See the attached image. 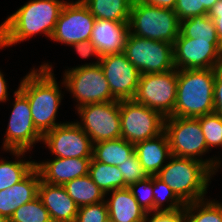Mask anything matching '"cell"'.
I'll return each instance as SVG.
<instances>
[{
	"label": "cell",
	"instance_id": "obj_1",
	"mask_svg": "<svg viewBox=\"0 0 222 222\" xmlns=\"http://www.w3.org/2000/svg\"><path fill=\"white\" fill-rule=\"evenodd\" d=\"M63 0H30L0 25V48H6L43 33L51 39Z\"/></svg>",
	"mask_w": 222,
	"mask_h": 222
},
{
	"label": "cell",
	"instance_id": "obj_2",
	"mask_svg": "<svg viewBox=\"0 0 222 222\" xmlns=\"http://www.w3.org/2000/svg\"><path fill=\"white\" fill-rule=\"evenodd\" d=\"M33 69L20 82L19 89L27 96L34 126L44 135L56 126L64 124L55 122L63 95L51 65L45 63L39 70Z\"/></svg>",
	"mask_w": 222,
	"mask_h": 222
},
{
	"label": "cell",
	"instance_id": "obj_3",
	"mask_svg": "<svg viewBox=\"0 0 222 222\" xmlns=\"http://www.w3.org/2000/svg\"><path fill=\"white\" fill-rule=\"evenodd\" d=\"M216 68L178 70L177 95L170 116L197 118L214 112Z\"/></svg>",
	"mask_w": 222,
	"mask_h": 222
},
{
	"label": "cell",
	"instance_id": "obj_4",
	"mask_svg": "<svg viewBox=\"0 0 222 222\" xmlns=\"http://www.w3.org/2000/svg\"><path fill=\"white\" fill-rule=\"evenodd\" d=\"M169 160L155 176L166 183L185 204L204 200L212 178L210 168L193 158L172 155Z\"/></svg>",
	"mask_w": 222,
	"mask_h": 222
},
{
	"label": "cell",
	"instance_id": "obj_5",
	"mask_svg": "<svg viewBox=\"0 0 222 222\" xmlns=\"http://www.w3.org/2000/svg\"><path fill=\"white\" fill-rule=\"evenodd\" d=\"M130 34L173 44L180 33L174 9L151 6L133 0L129 17Z\"/></svg>",
	"mask_w": 222,
	"mask_h": 222
},
{
	"label": "cell",
	"instance_id": "obj_6",
	"mask_svg": "<svg viewBox=\"0 0 222 222\" xmlns=\"http://www.w3.org/2000/svg\"><path fill=\"white\" fill-rule=\"evenodd\" d=\"M164 132L167 134L173 156L200 160L210 168L212 175H215V172L218 171L217 168L222 166V161H219V159L214 158L213 160L212 157L203 160L200 157L207 153L209 149L197 118L165 117Z\"/></svg>",
	"mask_w": 222,
	"mask_h": 222
},
{
	"label": "cell",
	"instance_id": "obj_7",
	"mask_svg": "<svg viewBox=\"0 0 222 222\" xmlns=\"http://www.w3.org/2000/svg\"><path fill=\"white\" fill-rule=\"evenodd\" d=\"M99 60L95 63L77 66L66 70L62 84L73 94L78 103L76 108L90 104L117 100L109 88L108 81L103 74Z\"/></svg>",
	"mask_w": 222,
	"mask_h": 222
},
{
	"label": "cell",
	"instance_id": "obj_8",
	"mask_svg": "<svg viewBox=\"0 0 222 222\" xmlns=\"http://www.w3.org/2000/svg\"><path fill=\"white\" fill-rule=\"evenodd\" d=\"M14 107L3 141L5 151L20 158L30 151L35 143L41 142L43 135L34 126L32 112L27 96L18 88L14 92Z\"/></svg>",
	"mask_w": 222,
	"mask_h": 222
},
{
	"label": "cell",
	"instance_id": "obj_9",
	"mask_svg": "<svg viewBox=\"0 0 222 222\" xmlns=\"http://www.w3.org/2000/svg\"><path fill=\"white\" fill-rule=\"evenodd\" d=\"M121 138L136 144L164 132L165 117L134 99L120 100Z\"/></svg>",
	"mask_w": 222,
	"mask_h": 222
},
{
	"label": "cell",
	"instance_id": "obj_10",
	"mask_svg": "<svg viewBox=\"0 0 222 222\" xmlns=\"http://www.w3.org/2000/svg\"><path fill=\"white\" fill-rule=\"evenodd\" d=\"M141 74L163 73L174 67L173 44L129 34L123 52Z\"/></svg>",
	"mask_w": 222,
	"mask_h": 222
},
{
	"label": "cell",
	"instance_id": "obj_11",
	"mask_svg": "<svg viewBox=\"0 0 222 222\" xmlns=\"http://www.w3.org/2000/svg\"><path fill=\"white\" fill-rule=\"evenodd\" d=\"M177 81L176 68L163 73L141 74L134 100L168 117L174 111Z\"/></svg>",
	"mask_w": 222,
	"mask_h": 222
},
{
	"label": "cell",
	"instance_id": "obj_12",
	"mask_svg": "<svg viewBox=\"0 0 222 222\" xmlns=\"http://www.w3.org/2000/svg\"><path fill=\"white\" fill-rule=\"evenodd\" d=\"M81 122H76L92 144L121 138L120 101L90 103L76 108Z\"/></svg>",
	"mask_w": 222,
	"mask_h": 222
},
{
	"label": "cell",
	"instance_id": "obj_13",
	"mask_svg": "<svg viewBox=\"0 0 222 222\" xmlns=\"http://www.w3.org/2000/svg\"><path fill=\"white\" fill-rule=\"evenodd\" d=\"M173 61L177 70L212 69L222 66L219 40H197L181 33L173 43Z\"/></svg>",
	"mask_w": 222,
	"mask_h": 222
},
{
	"label": "cell",
	"instance_id": "obj_14",
	"mask_svg": "<svg viewBox=\"0 0 222 222\" xmlns=\"http://www.w3.org/2000/svg\"><path fill=\"white\" fill-rule=\"evenodd\" d=\"M95 19L81 0L66 2L58 17L51 40L70 46L90 40Z\"/></svg>",
	"mask_w": 222,
	"mask_h": 222
},
{
	"label": "cell",
	"instance_id": "obj_15",
	"mask_svg": "<svg viewBox=\"0 0 222 222\" xmlns=\"http://www.w3.org/2000/svg\"><path fill=\"white\" fill-rule=\"evenodd\" d=\"M43 143L58 158H92L90 137L76 122L56 126L43 135Z\"/></svg>",
	"mask_w": 222,
	"mask_h": 222
},
{
	"label": "cell",
	"instance_id": "obj_16",
	"mask_svg": "<svg viewBox=\"0 0 222 222\" xmlns=\"http://www.w3.org/2000/svg\"><path fill=\"white\" fill-rule=\"evenodd\" d=\"M99 64L106 77L111 94L117 100L134 99L141 73L124 53L100 57Z\"/></svg>",
	"mask_w": 222,
	"mask_h": 222
},
{
	"label": "cell",
	"instance_id": "obj_17",
	"mask_svg": "<svg viewBox=\"0 0 222 222\" xmlns=\"http://www.w3.org/2000/svg\"><path fill=\"white\" fill-rule=\"evenodd\" d=\"M129 34V22L95 19L90 41L103 57L123 53Z\"/></svg>",
	"mask_w": 222,
	"mask_h": 222
},
{
	"label": "cell",
	"instance_id": "obj_18",
	"mask_svg": "<svg viewBox=\"0 0 222 222\" xmlns=\"http://www.w3.org/2000/svg\"><path fill=\"white\" fill-rule=\"evenodd\" d=\"M46 162H35L43 182L64 185L79 177L88 175L89 164L92 158H58Z\"/></svg>",
	"mask_w": 222,
	"mask_h": 222
},
{
	"label": "cell",
	"instance_id": "obj_19",
	"mask_svg": "<svg viewBox=\"0 0 222 222\" xmlns=\"http://www.w3.org/2000/svg\"><path fill=\"white\" fill-rule=\"evenodd\" d=\"M38 196L49 211L52 222H75L78 206L63 185L49 184L41 180Z\"/></svg>",
	"mask_w": 222,
	"mask_h": 222
},
{
	"label": "cell",
	"instance_id": "obj_20",
	"mask_svg": "<svg viewBox=\"0 0 222 222\" xmlns=\"http://www.w3.org/2000/svg\"><path fill=\"white\" fill-rule=\"evenodd\" d=\"M40 174L34 168L22 181L12 187L0 191V214L8 219L21 205L32 201L38 196Z\"/></svg>",
	"mask_w": 222,
	"mask_h": 222
},
{
	"label": "cell",
	"instance_id": "obj_21",
	"mask_svg": "<svg viewBox=\"0 0 222 222\" xmlns=\"http://www.w3.org/2000/svg\"><path fill=\"white\" fill-rule=\"evenodd\" d=\"M135 152L149 176H155L166 165V159L172 156L165 132L155 138L136 143Z\"/></svg>",
	"mask_w": 222,
	"mask_h": 222
},
{
	"label": "cell",
	"instance_id": "obj_22",
	"mask_svg": "<svg viewBox=\"0 0 222 222\" xmlns=\"http://www.w3.org/2000/svg\"><path fill=\"white\" fill-rule=\"evenodd\" d=\"M109 193L111 197L105 200V202L107 204L108 216L115 222L144 221L147 212L138 204L128 187L116 189Z\"/></svg>",
	"mask_w": 222,
	"mask_h": 222
},
{
	"label": "cell",
	"instance_id": "obj_23",
	"mask_svg": "<svg viewBox=\"0 0 222 222\" xmlns=\"http://www.w3.org/2000/svg\"><path fill=\"white\" fill-rule=\"evenodd\" d=\"M134 152V144L118 138L93 144L92 157L98 162L119 166L127 161Z\"/></svg>",
	"mask_w": 222,
	"mask_h": 222
},
{
	"label": "cell",
	"instance_id": "obj_24",
	"mask_svg": "<svg viewBox=\"0 0 222 222\" xmlns=\"http://www.w3.org/2000/svg\"><path fill=\"white\" fill-rule=\"evenodd\" d=\"M96 19L129 22L133 0H81Z\"/></svg>",
	"mask_w": 222,
	"mask_h": 222
},
{
	"label": "cell",
	"instance_id": "obj_25",
	"mask_svg": "<svg viewBox=\"0 0 222 222\" xmlns=\"http://www.w3.org/2000/svg\"><path fill=\"white\" fill-rule=\"evenodd\" d=\"M63 186L78 207L105 201L106 195L89 175L75 178Z\"/></svg>",
	"mask_w": 222,
	"mask_h": 222
},
{
	"label": "cell",
	"instance_id": "obj_26",
	"mask_svg": "<svg viewBox=\"0 0 222 222\" xmlns=\"http://www.w3.org/2000/svg\"><path fill=\"white\" fill-rule=\"evenodd\" d=\"M88 175L105 195L124 188V178L118 166L98 162L93 157L89 164Z\"/></svg>",
	"mask_w": 222,
	"mask_h": 222
},
{
	"label": "cell",
	"instance_id": "obj_27",
	"mask_svg": "<svg viewBox=\"0 0 222 222\" xmlns=\"http://www.w3.org/2000/svg\"><path fill=\"white\" fill-rule=\"evenodd\" d=\"M180 33L197 40H219L214 20L208 15H197L180 21Z\"/></svg>",
	"mask_w": 222,
	"mask_h": 222
},
{
	"label": "cell",
	"instance_id": "obj_28",
	"mask_svg": "<svg viewBox=\"0 0 222 222\" xmlns=\"http://www.w3.org/2000/svg\"><path fill=\"white\" fill-rule=\"evenodd\" d=\"M184 209L186 222H222V203L215 200L187 203Z\"/></svg>",
	"mask_w": 222,
	"mask_h": 222
},
{
	"label": "cell",
	"instance_id": "obj_29",
	"mask_svg": "<svg viewBox=\"0 0 222 222\" xmlns=\"http://www.w3.org/2000/svg\"><path fill=\"white\" fill-rule=\"evenodd\" d=\"M35 168V161L0 160V191L22 181Z\"/></svg>",
	"mask_w": 222,
	"mask_h": 222
},
{
	"label": "cell",
	"instance_id": "obj_30",
	"mask_svg": "<svg viewBox=\"0 0 222 222\" xmlns=\"http://www.w3.org/2000/svg\"><path fill=\"white\" fill-rule=\"evenodd\" d=\"M9 222H52L39 196L16 209Z\"/></svg>",
	"mask_w": 222,
	"mask_h": 222
},
{
	"label": "cell",
	"instance_id": "obj_31",
	"mask_svg": "<svg viewBox=\"0 0 222 222\" xmlns=\"http://www.w3.org/2000/svg\"><path fill=\"white\" fill-rule=\"evenodd\" d=\"M153 194H154V212L155 211H175L185 207V203L169 188L166 183L156 176H152ZM169 204L162 208L164 202Z\"/></svg>",
	"mask_w": 222,
	"mask_h": 222
},
{
	"label": "cell",
	"instance_id": "obj_32",
	"mask_svg": "<svg viewBox=\"0 0 222 222\" xmlns=\"http://www.w3.org/2000/svg\"><path fill=\"white\" fill-rule=\"evenodd\" d=\"M205 137L207 148L222 145V117L216 113L197 117Z\"/></svg>",
	"mask_w": 222,
	"mask_h": 222
},
{
	"label": "cell",
	"instance_id": "obj_33",
	"mask_svg": "<svg viewBox=\"0 0 222 222\" xmlns=\"http://www.w3.org/2000/svg\"><path fill=\"white\" fill-rule=\"evenodd\" d=\"M143 190H141V189ZM128 189L132 195L146 212H154V194H153V181L152 176L136 183L130 184ZM140 189V190H139Z\"/></svg>",
	"mask_w": 222,
	"mask_h": 222
},
{
	"label": "cell",
	"instance_id": "obj_34",
	"mask_svg": "<svg viewBox=\"0 0 222 222\" xmlns=\"http://www.w3.org/2000/svg\"><path fill=\"white\" fill-rule=\"evenodd\" d=\"M124 178V188L149 177L139 162L136 152H134L123 164L118 166Z\"/></svg>",
	"mask_w": 222,
	"mask_h": 222
},
{
	"label": "cell",
	"instance_id": "obj_35",
	"mask_svg": "<svg viewBox=\"0 0 222 222\" xmlns=\"http://www.w3.org/2000/svg\"><path fill=\"white\" fill-rule=\"evenodd\" d=\"M108 217L105 201L78 207L75 222H103Z\"/></svg>",
	"mask_w": 222,
	"mask_h": 222
},
{
	"label": "cell",
	"instance_id": "obj_36",
	"mask_svg": "<svg viewBox=\"0 0 222 222\" xmlns=\"http://www.w3.org/2000/svg\"><path fill=\"white\" fill-rule=\"evenodd\" d=\"M152 213L151 217V212H147L143 222H186L184 208L175 211H155Z\"/></svg>",
	"mask_w": 222,
	"mask_h": 222
},
{
	"label": "cell",
	"instance_id": "obj_37",
	"mask_svg": "<svg viewBox=\"0 0 222 222\" xmlns=\"http://www.w3.org/2000/svg\"><path fill=\"white\" fill-rule=\"evenodd\" d=\"M174 12L179 21L199 15V0H177Z\"/></svg>",
	"mask_w": 222,
	"mask_h": 222
},
{
	"label": "cell",
	"instance_id": "obj_38",
	"mask_svg": "<svg viewBox=\"0 0 222 222\" xmlns=\"http://www.w3.org/2000/svg\"><path fill=\"white\" fill-rule=\"evenodd\" d=\"M214 113L222 117V66L216 68L214 82Z\"/></svg>",
	"mask_w": 222,
	"mask_h": 222
},
{
	"label": "cell",
	"instance_id": "obj_39",
	"mask_svg": "<svg viewBox=\"0 0 222 222\" xmlns=\"http://www.w3.org/2000/svg\"><path fill=\"white\" fill-rule=\"evenodd\" d=\"M208 16L214 20L218 39L222 47V0H219L208 12Z\"/></svg>",
	"mask_w": 222,
	"mask_h": 222
},
{
	"label": "cell",
	"instance_id": "obj_40",
	"mask_svg": "<svg viewBox=\"0 0 222 222\" xmlns=\"http://www.w3.org/2000/svg\"><path fill=\"white\" fill-rule=\"evenodd\" d=\"M76 52L82 57V58H88L90 56H96V58L100 59V55L98 54L96 47L91 43L90 40L77 42L73 45Z\"/></svg>",
	"mask_w": 222,
	"mask_h": 222
},
{
	"label": "cell",
	"instance_id": "obj_41",
	"mask_svg": "<svg viewBox=\"0 0 222 222\" xmlns=\"http://www.w3.org/2000/svg\"><path fill=\"white\" fill-rule=\"evenodd\" d=\"M143 3L151 6L163 7L174 9L177 3V0H140Z\"/></svg>",
	"mask_w": 222,
	"mask_h": 222
},
{
	"label": "cell",
	"instance_id": "obj_42",
	"mask_svg": "<svg viewBox=\"0 0 222 222\" xmlns=\"http://www.w3.org/2000/svg\"><path fill=\"white\" fill-rule=\"evenodd\" d=\"M219 0H199V15H208L210 9L218 2Z\"/></svg>",
	"mask_w": 222,
	"mask_h": 222
},
{
	"label": "cell",
	"instance_id": "obj_43",
	"mask_svg": "<svg viewBox=\"0 0 222 222\" xmlns=\"http://www.w3.org/2000/svg\"><path fill=\"white\" fill-rule=\"evenodd\" d=\"M6 82L3 73L0 71V102H6V100H9Z\"/></svg>",
	"mask_w": 222,
	"mask_h": 222
},
{
	"label": "cell",
	"instance_id": "obj_44",
	"mask_svg": "<svg viewBox=\"0 0 222 222\" xmlns=\"http://www.w3.org/2000/svg\"><path fill=\"white\" fill-rule=\"evenodd\" d=\"M0 222H9V219L5 217L4 215L0 214Z\"/></svg>",
	"mask_w": 222,
	"mask_h": 222
},
{
	"label": "cell",
	"instance_id": "obj_45",
	"mask_svg": "<svg viewBox=\"0 0 222 222\" xmlns=\"http://www.w3.org/2000/svg\"><path fill=\"white\" fill-rule=\"evenodd\" d=\"M103 222H115V221L110 216H108Z\"/></svg>",
	"mask_w": 222,
	"mask_h": 222
}]
</instances>
